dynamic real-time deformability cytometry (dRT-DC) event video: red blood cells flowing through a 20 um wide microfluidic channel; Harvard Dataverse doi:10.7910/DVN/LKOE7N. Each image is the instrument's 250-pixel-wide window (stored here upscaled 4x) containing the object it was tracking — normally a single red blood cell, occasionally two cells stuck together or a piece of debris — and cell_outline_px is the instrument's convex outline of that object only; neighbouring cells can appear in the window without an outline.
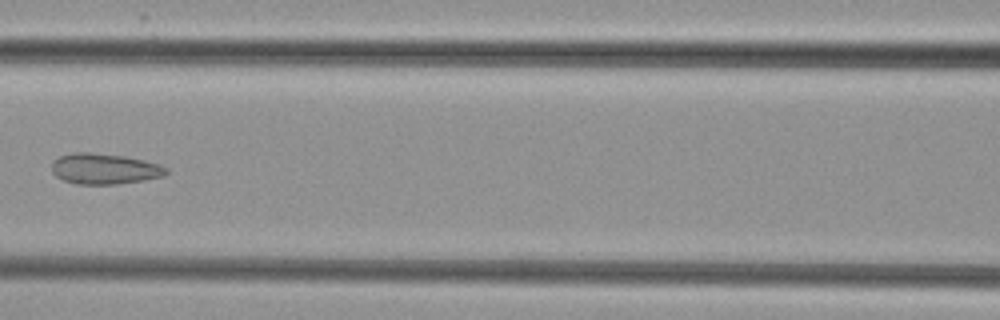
{"species": "common noctule bat (a hibernating species)", "species_latin": "Nyctalus noctula", "temperature_condition": "cold", "stored_images_in_passage": 8, "camera_frame_rate_fps": 3000, "um_per_image_px": 0.085, "animal": {"sex": "female", "body_mass_g": 29.2, "forearm_length_mm": 56.3}, "frame": {"image": 1, "passage_image": 7, "time_ms": 7.0, "image_size_px": [1000, 320], "cell_outline_px": [[168, 172], [164, 176], [144, 180], [116, 184], [76, 184], [64, 180], [56, 176], [52, 172], [52, 164], [60, 156], [72, 152], [92, 152], [124, 156], [144, 160], [160, 164], [168, 168]], "centroid_in_image_um": [8.91, 14.34], "position_along_channel_um": 157.7, "area_um2": 20.52}}
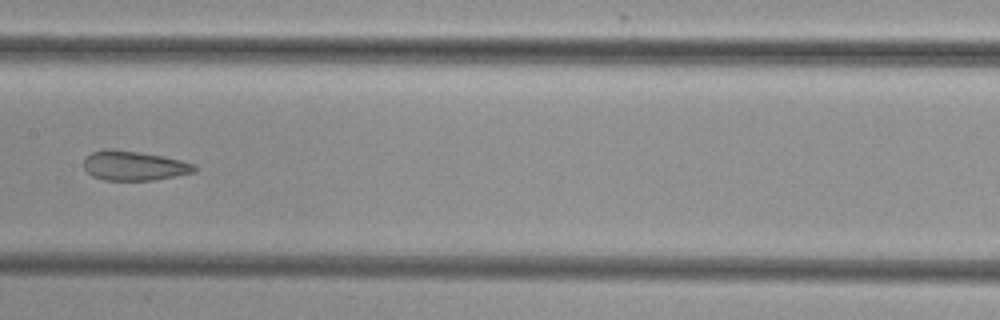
{"frame": {"image": 2, "passage_image": 8, "time_ms": 8.0, "image_size_px": [1000, 320], "cell_outline_px": [[196, 172], [152, 180], [104, 180], [92, 176], [84, 168], [84, 160], [92, 152], [104, 148], [112, 148], [140, 152], [164, 156], [196, 164]], "centroid_in_image_um": [11.39, 14.07], "position_along_channel_um": 196.0, "area_um2": 19.13}}